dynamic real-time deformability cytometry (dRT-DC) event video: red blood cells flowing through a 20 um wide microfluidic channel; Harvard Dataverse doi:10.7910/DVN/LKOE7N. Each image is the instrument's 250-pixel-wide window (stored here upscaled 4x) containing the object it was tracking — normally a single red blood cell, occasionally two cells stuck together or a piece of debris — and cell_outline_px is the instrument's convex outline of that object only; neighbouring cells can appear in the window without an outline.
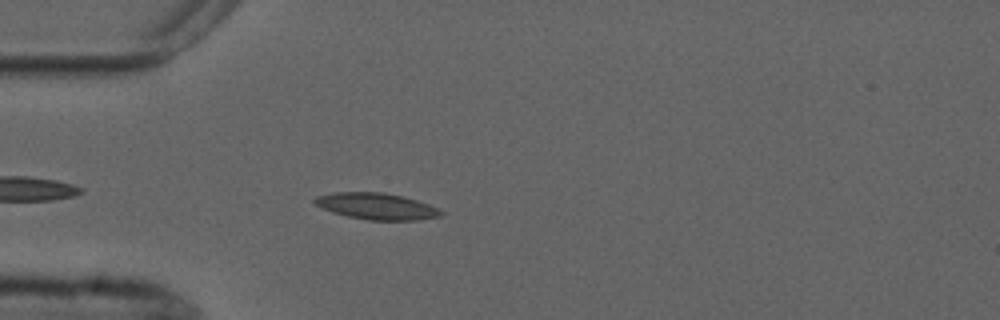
{"species": "common noctule bat (a hibernating species)", "species_latin": "Nyctalus noctula", "temperature_condition": "cold", "stored_images_in_passage": 4, "camera_frame_rate_fps": 3000, "um_per_image_px": 0.085, "animal": {"sex": "male", "forearm_length_mm": 52.5}, "frame": {"image": 1, "passage_image": 4, "time_ms": 4.333, "image_size_px": [1000, 320], "cell_outline_px": [[444, 212], [440, 216], [420, 220], [368, 220], [348, 216], [332, 212], [316, 204], [312, 200], [316, 196], [336, 192], [384, 192], [416, 200], [428, 204]], "centroid_in_image_um": [32.0, 17.53], "position_along_channel_um": 53.0, "area_um2": 19.25}}